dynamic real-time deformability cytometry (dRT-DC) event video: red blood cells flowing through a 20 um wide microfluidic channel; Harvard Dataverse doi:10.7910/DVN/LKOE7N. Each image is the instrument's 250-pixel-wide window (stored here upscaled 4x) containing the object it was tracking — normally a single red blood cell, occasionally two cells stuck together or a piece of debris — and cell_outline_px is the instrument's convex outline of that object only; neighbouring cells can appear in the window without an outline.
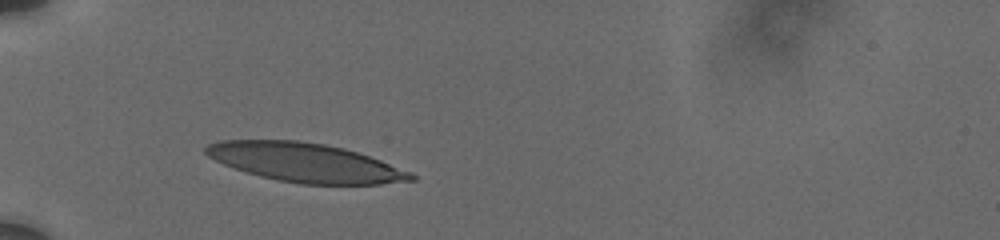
{"species": "human", "species_latin": "Homo sapiens", "temperature_condition": "cold", "stored_images_in_passage": 4, "camera_frame_rate_fps": 3000, "um_per_image_px": 0.085, "donor": {"sex": "male"}, "frame": {"image": 1, "passage_image": 1, "time_ms": 0.0, "image_size_px": [1000, 240], "cell_outline_px": [[416, 180], [380, 184], [300, 184], [276, 180], [244, 172], [224, 164], [208, 156], [204, 152], [204, 148], [208, 144], [220, 140], [296, 140], [324, 144], [344, 148], [380, 160], [412, 172], [416, 176]], "centroid_in_image_um": [25.94, 13.82], "position_along_channel_um": 59.1, "area_um2": 46.47}}
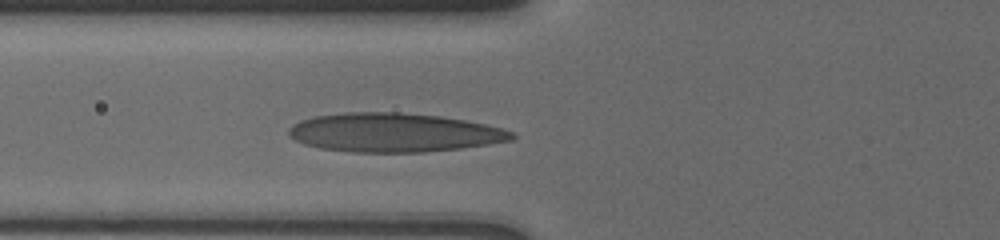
{"frame": {"image": 2, "passage_image": 4, "time_ms": 1.333, "image_size_px": [1000, 240], "cell_outline_px": [[516, 136], [512, 140], [488, 144], [460, 148], [424, 152], [352, 152], [320, 148], [304, 144], [288, 136], [288, 128], [292, 124], [300, 120], [312, 116], [344, 112], [400, 112], [440, 116], [464, 120], [484, 124], [500, 128], [512, 132]], "centroid_in_image_um": [33.42, 11.26], "position_along_channel_um": 92.4, "area_um2": 50.63}}